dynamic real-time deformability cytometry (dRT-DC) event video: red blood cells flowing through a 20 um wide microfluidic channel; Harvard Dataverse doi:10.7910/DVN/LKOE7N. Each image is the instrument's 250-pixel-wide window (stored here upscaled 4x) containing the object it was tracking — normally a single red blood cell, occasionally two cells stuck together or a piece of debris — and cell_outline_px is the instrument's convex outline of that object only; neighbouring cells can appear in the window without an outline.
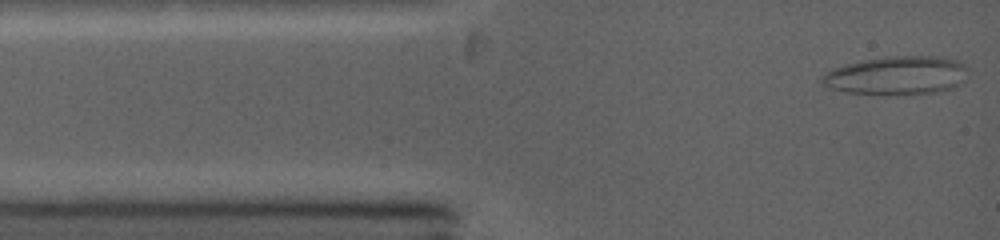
{"species": "common noctule bat (a hibernating species)", "species_latin": "Nyctalus noctula", "temperature_condition": "warm", "stored_images_in_passage": 5, "camera_frame_rate_fps": 5000, "um_per_image_px": 0.085, "animal": {"sex": "female", "body_mass_g": 19.0, "forearm_length_mm": 53.3}, "frame": {"image": 1, "passage_image": 1, "time_ms": 0.0, "image_size_px": [1000, 240], "cell_outline_px": [[968, 68], [964, 80], [952, 88], [940, 92], [888, 96], [844, 92], [828, 88], [820, 80], [820, 76], [832, 68], [864, 60], [888, 56], [932, 56], [956, 60], [964, 64]], "centroid_in_image_um": [76.19, 6.44], "position_along_channel_um": 8.8, "area_um2": 33.23}}